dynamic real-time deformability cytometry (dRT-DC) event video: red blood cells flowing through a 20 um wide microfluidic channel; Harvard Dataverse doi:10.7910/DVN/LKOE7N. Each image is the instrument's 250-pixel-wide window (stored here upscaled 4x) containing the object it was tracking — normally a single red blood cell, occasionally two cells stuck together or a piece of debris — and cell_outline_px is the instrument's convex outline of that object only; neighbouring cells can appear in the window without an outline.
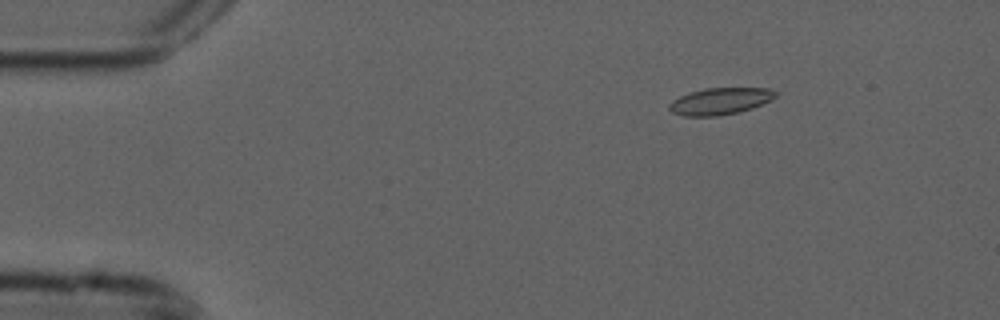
{"species": "common noctule bat (a hibernating species)", "species_latin": "Nyctalus noctula", "temperature_condition": "cold", "stored_images_in_passage": 6, "camera_frame_rate_fps": 3000, "um_per_image_px": 0.085, "animal": {"sex": "male", "forearm_length_mm": 52.5}, "frame": {"image": 1, "passage_image": 2, "time_ms": 0.333, "image_size_px": [1000, 320], "cell_outline_px": [[776, 96], [772, 100], [752, 108], [740, 112], [716, 116], [684, 116], [672, 112], [668, 108], [668, 104], [672, 100], [688, 92], [704, 88], [768, 88], [776, 92]], "centroid_in_image_um": [61.19, 8.6], "position_along_channel_um": 23.8, "area_um2": 16.7}}
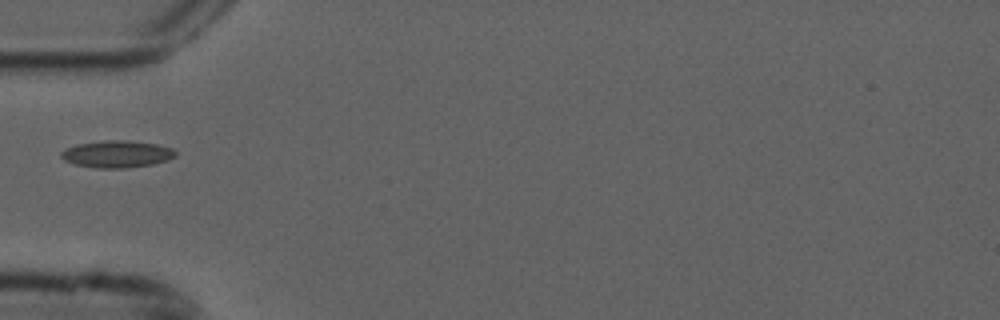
{"frame": {"image": 2, "passage_image": 5, "time_ms": 1.333, "image_size_px": [1000, 320], "cell_outline_px": [[176, 156], [168, 160], [152, 164], [124, 168], [96, 168], [72, 164], [64, 160], [60, 156], [60, 152], [64, 148], [76, 144], [104, 140], [128, 140], [156, 144], [172, 148], [176, 152]], "centroid_in_image_um": [9.89, 13.09], "position_along_channel_um": 75.1, "area_um2": 18.21}}
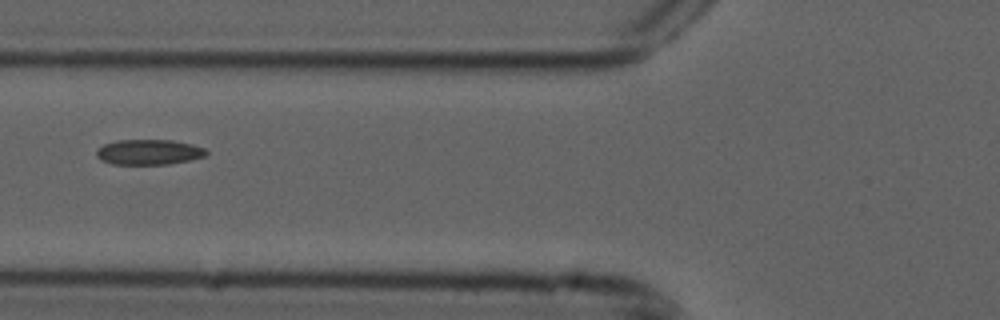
{"frame": {"image": 3, "passage_image": 6, "time_ms": 1.667, "image_size_px": [1000, 320], "cell_outline_px": [[208, 152], [204, 156], [188, 160], [168, 164], [112, 164], [96, 156], [96, 152], [104, 144], [116, 140], [172, 140], [192, 144], [204, 148]], "centroid_in_image_um": [12.66, 12.92], "position_along_channel_um": 113.1, "area_um2": 15.95}}